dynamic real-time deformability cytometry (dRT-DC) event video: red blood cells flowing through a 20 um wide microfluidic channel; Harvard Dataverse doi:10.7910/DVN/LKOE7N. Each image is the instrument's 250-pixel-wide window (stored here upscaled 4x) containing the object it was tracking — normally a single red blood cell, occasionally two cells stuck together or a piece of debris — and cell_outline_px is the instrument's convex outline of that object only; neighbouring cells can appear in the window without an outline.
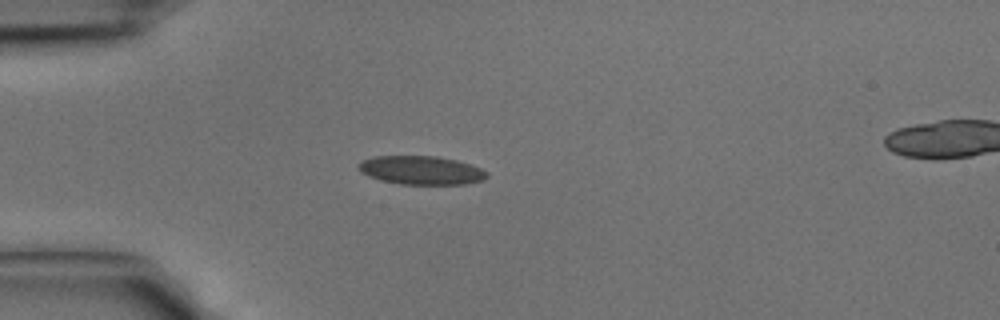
{"species": "common noctule bat (a hibernating species)", "species_latin": "Nyctalus noctula", "temperature_condition": "cold", "stored_images_in_passage": 25, "camera_frame_rate_fps": 3000, "um_per_image_px": 0.085, "animal": {"sex": "male", "body_mass_g": 15.6}, "frame": {"image": 1, "passage_image": 11, "time_ms": 3.333, "image_size_px": [1000, 320], "cell_outline_px": [[488, 176], [484, 180], [464, 184], [400, 184], [368, 176], [360, 172], [356, 168], [356, 164], [360, 160], [372, 156], [436, 156], [456, 160], [480, 168], [488, 172]], "centroid_in_image_um": [35.75, 14.46], "position_along_channel_um": 49.3, "area_um2": 21.5}}
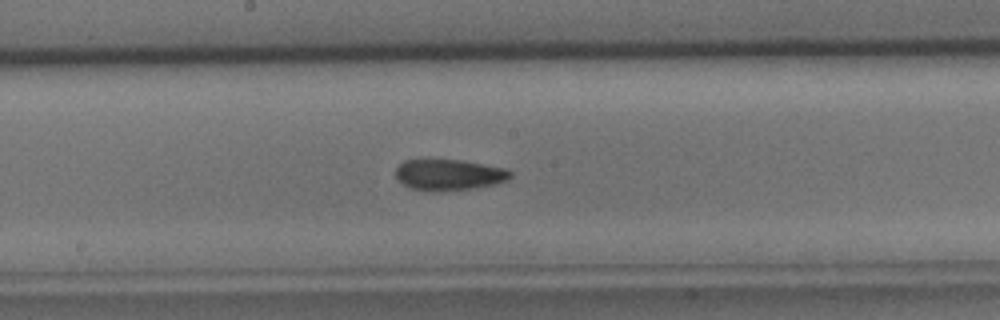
{"frame": {"image": 2, "passage_image": 22, "time_ms": 7.0, "image_size_px": [1000, 320], "cell_outline_px": [[512, 176], [508, 180], [496, 184], [472, 188], [436, 192], [432, 192], [412, 188], [396, 180], [396, 168], [404, 160], [464, 160], [508, 168], [512, 172]], "centroid_in_image_um": [38.2, 14.85], "position_along_channel_um": 210.0, "area_um2": 20.98}}